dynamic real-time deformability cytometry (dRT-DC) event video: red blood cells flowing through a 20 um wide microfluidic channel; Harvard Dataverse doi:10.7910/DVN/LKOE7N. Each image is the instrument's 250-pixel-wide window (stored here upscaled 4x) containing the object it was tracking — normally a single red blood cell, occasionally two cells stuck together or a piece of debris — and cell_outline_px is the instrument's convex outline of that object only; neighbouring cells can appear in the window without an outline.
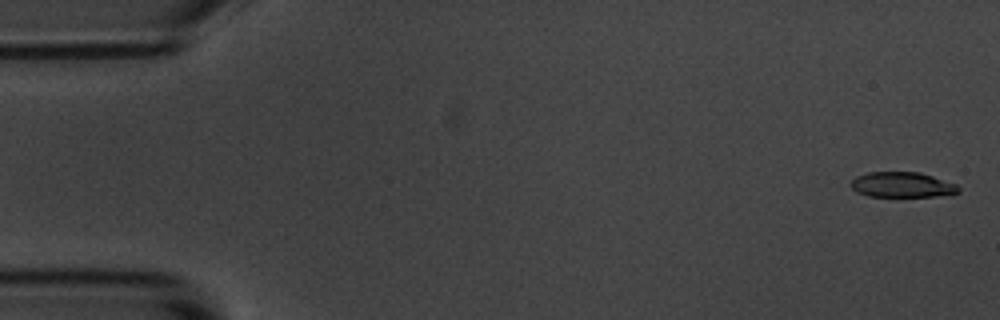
{"species": "common noctule bat (a hibernating species)", "species_latin": "Nyctalus noctula", "temperature_condition": "room temperature", "stored_images_in_passage": 5, "camera_frame_rate_fps": 3000, "um_per_image_px": 0.085, "animal": {"sex": "male", "body_mass_g": 20.1, "forearm_length_mm": 53.5}, "frame": {"image": 1, "passage_image": 1, "time_ms": 0.0, "image_size_px": [1000, 320], "cell_outline_px": [[960, 192], [936, 196], [868, 196], [856, 192], [848, 184], [856, 176], [868, 172], [920, 172], [956, 184], [960, 188]], "centroid_in_image_um": [76.64, 15.7], "position_along_channel_um": 8.4, "area_um2": 15.84}}
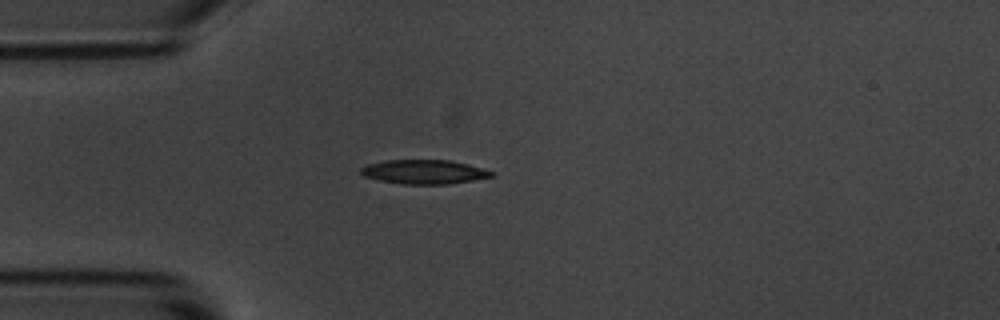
{"frame": {"image": 2, "passage_image": 5, "time_ms": 4.333, "image_size_px": [1000, 320], "cell_outline_px": [[492, 176], [472, 180], [448, 184], [400, 184], [380, 180], [364, 176], [360, 172], [360, 168], [368, 164], [388, 160], [448, 160], [468, 164], [492, 172]], "centroid_in_image_um": [35.99, 14.61], "position_along_channel_um": 49.0, "area_um2": 18.09}}